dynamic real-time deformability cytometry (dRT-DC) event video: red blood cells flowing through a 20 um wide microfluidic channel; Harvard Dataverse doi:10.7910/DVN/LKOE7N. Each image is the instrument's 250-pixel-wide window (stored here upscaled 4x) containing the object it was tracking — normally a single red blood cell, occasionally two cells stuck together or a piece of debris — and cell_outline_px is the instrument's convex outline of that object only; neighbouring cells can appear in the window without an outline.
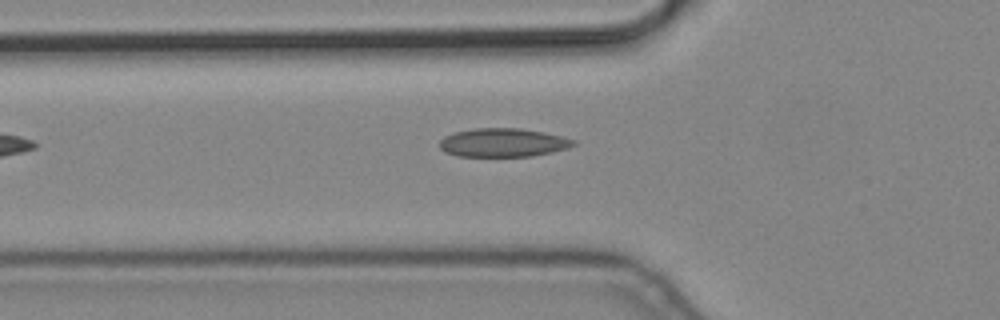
{"species": "common noctule bat (a hibernating species)", "species_latin": "Nyctalus noctula", "temperature_condition": "cold", "stored_images_in_passage": 4, "camera_frame_rate_fps": 3000, "um_per_image_px": 0.085, "animal": {"sex": "male", "body_mass_g": 19.2, "forearm_length_mm": 51.8}, "frame": {"image": 1, "passage_image": 4, "time_ms": 1.0, "image_size_px": [1000, 320], "cell_outline_px": [[576, 144], [568, 148], [552, 152], [532, 156], [456, 156], [444, 152], [440, 148], [440, 140], [444, 136], [456, 132], [472, 128], [520, 128], [544, 132], [576, 140]], "centroid_in_image_um": [42.75, 12.12], "position_along_channel_um": 83.0, "area_um2": 22.37}}